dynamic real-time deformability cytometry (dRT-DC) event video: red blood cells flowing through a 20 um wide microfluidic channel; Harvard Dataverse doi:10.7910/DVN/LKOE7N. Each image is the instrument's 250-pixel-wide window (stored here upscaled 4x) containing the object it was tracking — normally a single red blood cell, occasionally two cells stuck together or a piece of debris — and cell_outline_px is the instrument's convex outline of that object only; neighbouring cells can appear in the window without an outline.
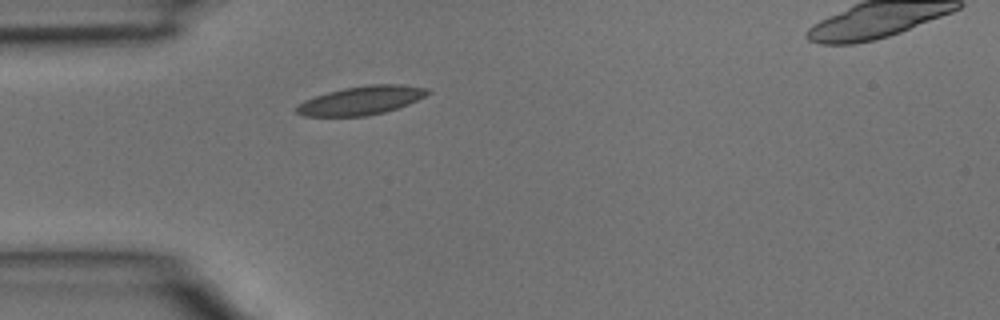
{"species": "common noctule bat (a hibernating species)", "species_latin": "Nyctalus noctula", "temperature_condition": "room temperature", "stored_images_in_passage": 2, "segment_of_instrument_passage": [1, 2], "camera_frame_rate_fps": 3000, "um_per_image_px": 0.085, "animal": {"sex": "male", "body_mass_g": 15.6}, "frame": {"image": 1, "passage_image": 1, "time_ms": 0.0, "image_size_px": [1000, 320], "cell_outline_px": [[432, 92], [408, 104], [384, 112], [368, 116], [304, 116], [296, 112], [296, 108], [304, 100], [328, 92], [344, 88], [368, 84], [400, 84], [428, 88]], "centroid_in_image_um": [30.73, 8.53], "position_along_channel_um": 54.3, "area_um2": 21.73}}